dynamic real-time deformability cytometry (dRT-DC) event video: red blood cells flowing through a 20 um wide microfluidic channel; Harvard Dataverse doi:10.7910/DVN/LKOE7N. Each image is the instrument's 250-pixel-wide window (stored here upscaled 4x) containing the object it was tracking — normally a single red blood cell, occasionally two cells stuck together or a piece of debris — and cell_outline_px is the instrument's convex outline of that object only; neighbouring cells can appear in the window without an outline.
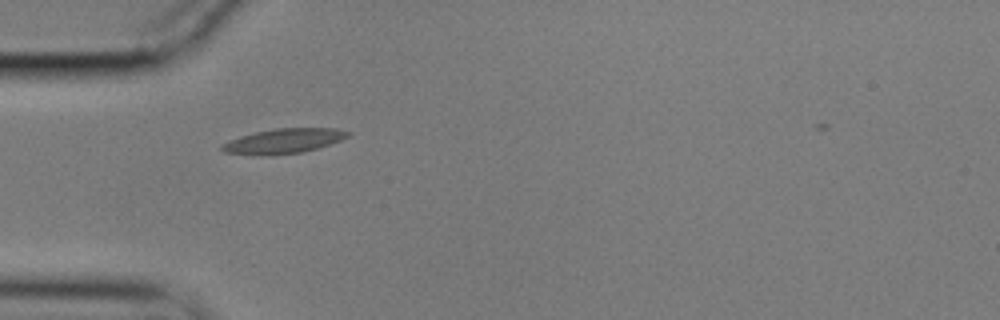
{"species": "common noctule bat (a hibernating species)", "species_latin": "Nyctalus noctula", "temperature_condition": "cold", "stored_images_in_passage": 40, "camera_frame_rate_fps": 3000, "um_per_image_px": 0.085, "animal": {"sex": "male", "body_mass_g": 17.9}, "frame": {"image": 1, "passage_image": 1, "time_ms": 0.0, "image_size_px": [1000, 320], "cell_outline_px": [[352, 132], [348, 136], [340, 140], [316, 148], [300, 152], [252, 156], [224, 152], [220, 148], [220, 144], [228, 140], [240, 136], [256, 132], [276, 128], [336, 128]], "centroid_in_image_um": [24.04, 11.98], "position_along_channel_um": 61.0, "area_um2": 18.09}}
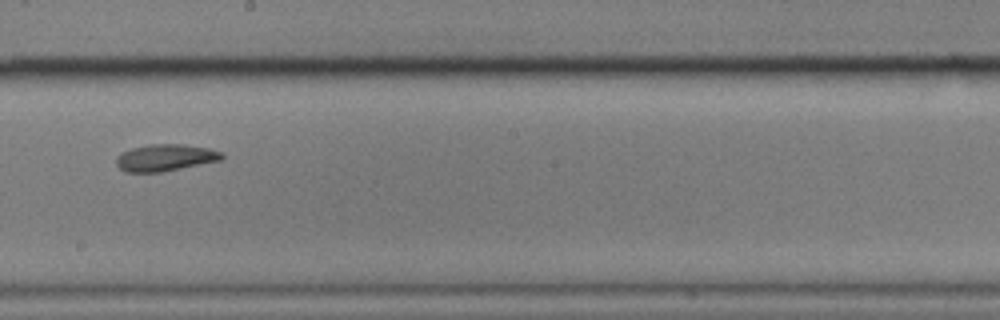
{"frame": {"image": 2, "passage_image": 16, "time_ms": 5.0, "image_size_px": [1000, 320], "cell_outline_px": [[224, 160], [164, 172], [124, 172], [116, 164], [116, 156], [120, 152], [132, 148], [148, 144], [184, 144], [208, 148], [224, 152]], "centroid_in_image_um": [14.08, 13.4], "position_along_channel_um": 234.1, "area_um2": 16.94}}
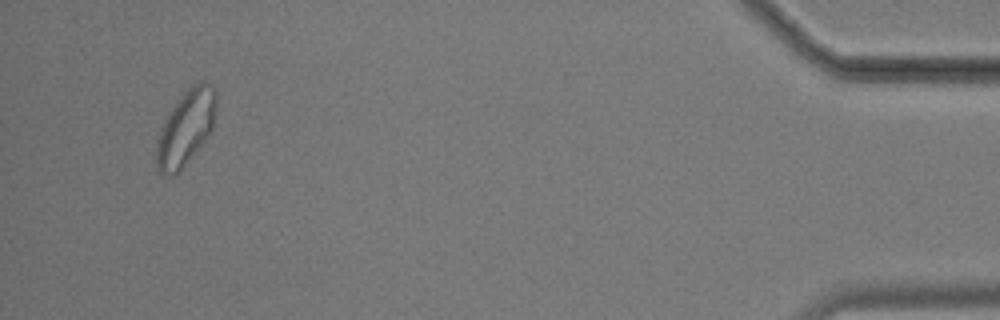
{"frame": {"image": 3, "passage_image": 38, "time_ms": 12.333, "image_size_px": [1000, 320], "cell_outline_px": [[216, 108], [212, 128], [208, 136], [180, 172], [172, 176], [164, 176], [156, 168], [156, 148], [160, 128], [164, 120], [176, 100], [192, 84], [200, 80], [212, 84], [216, 92]], "centroid_in_image_um": [15.78, 10.87], "position_along_channel_um": 419.4, "area_um2": 26.41}, "authors_computed_cell_mechanics": {"area_um2": 16.8487, "velocity_mm_per_s": 3.5154, "shape_relaxation_time_tau1_ms": 5.055, "shape_relaxation_time_tau2_ms": null, "deformation_change_tau1": 0.1347, "deformation_change_tau2": null}}